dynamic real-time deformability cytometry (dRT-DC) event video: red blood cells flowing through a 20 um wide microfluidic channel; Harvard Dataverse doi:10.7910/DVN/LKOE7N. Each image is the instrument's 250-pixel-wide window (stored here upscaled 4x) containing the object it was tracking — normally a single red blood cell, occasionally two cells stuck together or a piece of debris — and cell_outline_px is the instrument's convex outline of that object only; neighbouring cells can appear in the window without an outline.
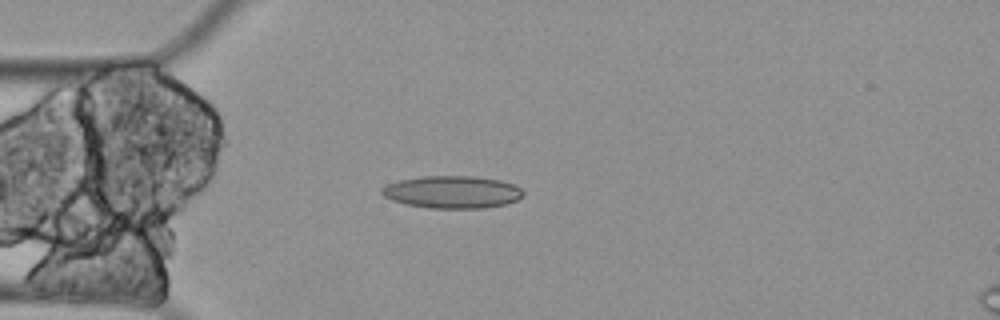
{"species": "Egyptian fruit bat (a non-hibernating species)", "species_latin": "Rousettus aegyptiacus", "temperature_condition": "cold", "stored_images_in_passage": 4, "camera_frame_rate_fps": 3000, "um_per_image_px": 0.085, "animal": {"sex": "female"}, "frame": {"image": 1, "passage_image": 4, "time_ms": 1.0, "image_size_px": [1000, 320], "cell_outline_px": [[524, 196], [516, 200], [504, 204], [484, 208], [428, 208], [408, 204], [392, 200], [384, 196], [380, 192], [380, 188], [388, 184], [400, 180], [424, 176], [472, 176], [500, 180], [512, 184], [520, 188], [524, 192]], "centroid_in_image_um": [38.44, 16.32], "position_along_channel_um": 46.6, "area_um2": 26.59}}